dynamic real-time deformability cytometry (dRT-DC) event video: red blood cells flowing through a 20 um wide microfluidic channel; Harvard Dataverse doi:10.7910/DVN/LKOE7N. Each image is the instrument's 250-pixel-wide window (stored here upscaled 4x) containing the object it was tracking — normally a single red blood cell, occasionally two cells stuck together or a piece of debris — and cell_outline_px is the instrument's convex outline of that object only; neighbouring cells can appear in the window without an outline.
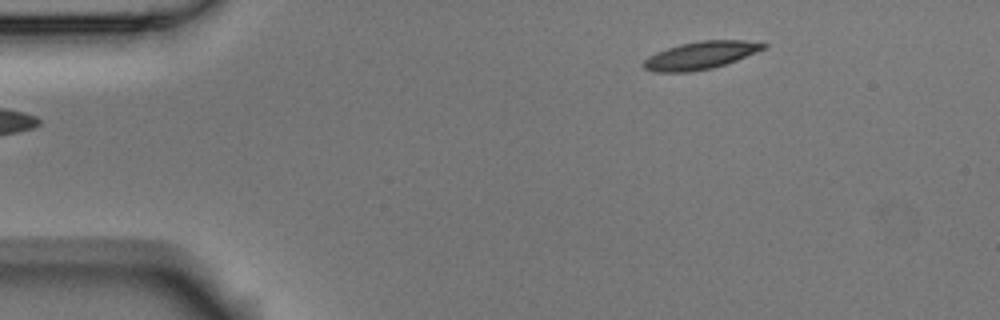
{"species": "Egyptian fruit bat (a non-hibernating species)", "species_latin": "Rousettus aegyptiacus", "temperature_condition": "room temperature", "stored_images_in_passage": 3, "camera_frame_rate_fps": 3000, "um_per_image_px": 0.085, "animal": {"sex": "male"}, "frame": {"image": 1, "passage_image": 1, "time_ms": 0.0, "image_size_px": [1000, 320], "cell_outline_px": [[768, 44], [764, 48], [756, 52], [736, 60], [712, 68], [692, 72], [652, 72], [644, 68], [644, 60], [648, 56], [656, 52], [680, 44], [700, 40], [744, 40]], "centroid_in_image_um": [59.52, 4.71], "position_along_channel_um": 25.5, "area_um2": 19.19}}